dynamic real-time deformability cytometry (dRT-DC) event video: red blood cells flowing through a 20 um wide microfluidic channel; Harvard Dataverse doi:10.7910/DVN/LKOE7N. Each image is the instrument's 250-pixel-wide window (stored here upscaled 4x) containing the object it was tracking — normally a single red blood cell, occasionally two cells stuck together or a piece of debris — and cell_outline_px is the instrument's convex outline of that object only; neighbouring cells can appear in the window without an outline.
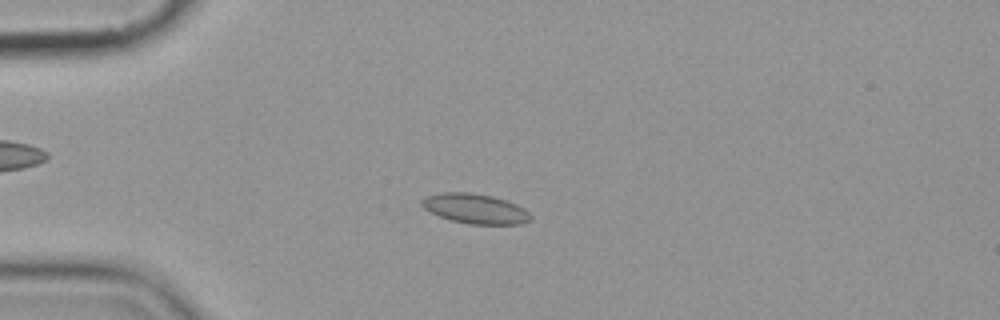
{"species": "common noctule bat (a hibernating species)", "species_latin": "Nyctalus noctula", "temperature_condition": "cold", "stored_images_in_passage": 6, "camera_frame_rate_fps": 3000, "um_per_image_px": 0.085, "animal": {"sex": "female", "body_mass_g": 19.9}, "frame": {"image": 1, "passage_image": 4, "time_ms": 3.333, "image_size_px": [1000, 320], "cell_outline_px": [[532, 216], [528, 220], [520, 224], [468, 224], [452, 220], [428, 212], [420, 204], [420, 200], [428, 196], [440, 192], [468, 192], [492, 196], [516, 204], [524, 208]], "centroid_in_image_um": [40.35, 17.73], "position_along_channel_um": 44.7, "area_um2": 18.84}}
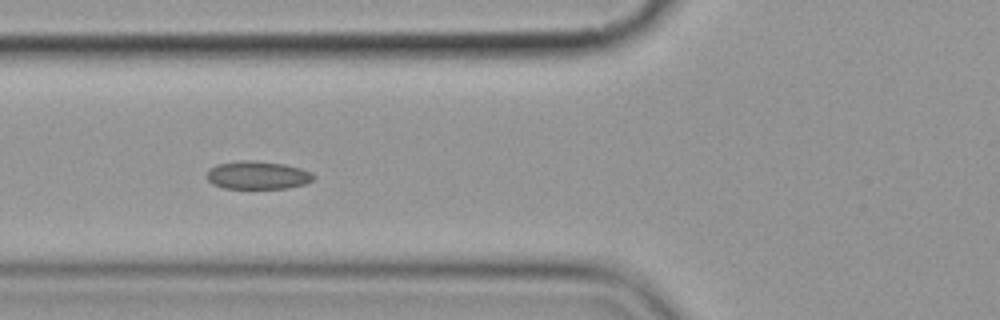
{"frame": {"image": 2, "passage_image": 6, "time_ms": 5.667, "image_size_px": [1000, 320], "cell_outline_px": [[316, 176], [312, 180], [304, 184], [288, 188], [224, 188], [212, 184], [204, 176], [208, 168], [216, 164], [240, 160], [256, 160], [284, 164], [300, 168], [312, 172]], "centroid_in_image_um": [21.85, 14.88], "position_along_channel_um": 103.9, "area_um2": 17.74}}